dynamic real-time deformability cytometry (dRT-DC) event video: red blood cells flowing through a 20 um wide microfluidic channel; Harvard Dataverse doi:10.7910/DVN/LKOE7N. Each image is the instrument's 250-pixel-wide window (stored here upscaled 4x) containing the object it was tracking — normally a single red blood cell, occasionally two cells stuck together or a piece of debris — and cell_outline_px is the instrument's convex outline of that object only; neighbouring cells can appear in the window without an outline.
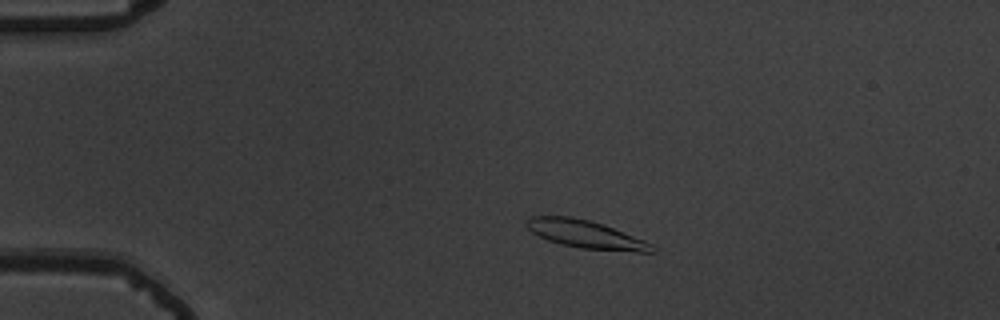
{"species": "common noctule bat (a hibernating species)", "species_latin": "Nyctalus noctula", "temperature_condition": "warm", "stored_images_in_passage": 53, "camera_frame_rate_fps": 3000, "um_per_image_px": 0.085, "animal": {"sex": "male", "body_mass_g": 19.5, "forearm_length_mm": 54.6}, "frame": {"image": 1, "passage_image": 9, "time_ms": 2.667, "image_size_px": [1000, 320], "cell_outline_px": [[656, 252], [636, 252], [580, 248], [560, 244], [548, 240], [532, 232], [524, 224], [524, 220], [528, 216], [572, 216], [604, 224], [644, 240], [652, 244], [656, 248]], "centroid_in_image_um": [49.77, 19.91], "position_along_channel_um": 35.2, "area_um2": 20.58}}
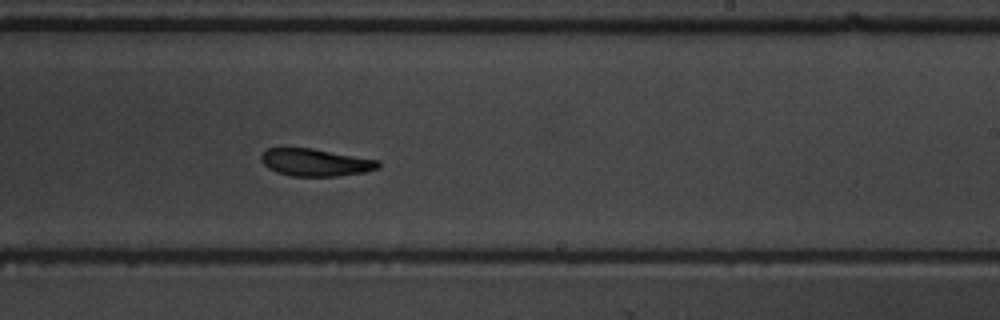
{"frame": {"image": 2, "passage_image": 32, "time_ms": 10.333, "image_size_px": [1000, 320], "cell_outline_px": [[380, 168], [364, 172], [336, 176], [292, 176], [276, 172], [268, 168], [260, 160], [260, 156], [268, 148], [312, 148], [380, 160]], "centroid_in_image_um": [26.83, 13.8], "position_along_channel_um": 262.2, "area_um2": 18.73}}
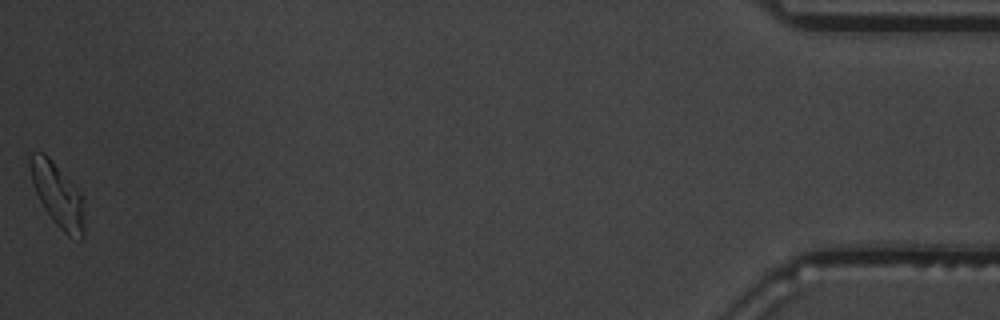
{"frame": {"image": 3, "passage_image": 53, "time_ms": 17.333, "image_size_px": [1000, 320], "cell_outline_px": [[84, 236], [80, 240], [68, 236], [52, 220], [44, 208], [36, 192], [32, 180], [28, 164], [28, 156], [32, 152], [44, 152], [52, 160], [80, 192], [84, 232]], "centroid_in_image_um": [4.86, 16.54], "position_along_channel_um": 430.3, "area_um2": 19.77}, "authors_computed_cell_mechanics": {"area_um2": 19.7676, "velocity_mm_per_s": 3.6575, "shape_relaxation_time_tau1_ms": 4.4265, "shape_relaxation_time_tau2_ms": 3.6986, "deformation_change_tau1": 0.1969, "deformation_change_tau2": 0.1058}}